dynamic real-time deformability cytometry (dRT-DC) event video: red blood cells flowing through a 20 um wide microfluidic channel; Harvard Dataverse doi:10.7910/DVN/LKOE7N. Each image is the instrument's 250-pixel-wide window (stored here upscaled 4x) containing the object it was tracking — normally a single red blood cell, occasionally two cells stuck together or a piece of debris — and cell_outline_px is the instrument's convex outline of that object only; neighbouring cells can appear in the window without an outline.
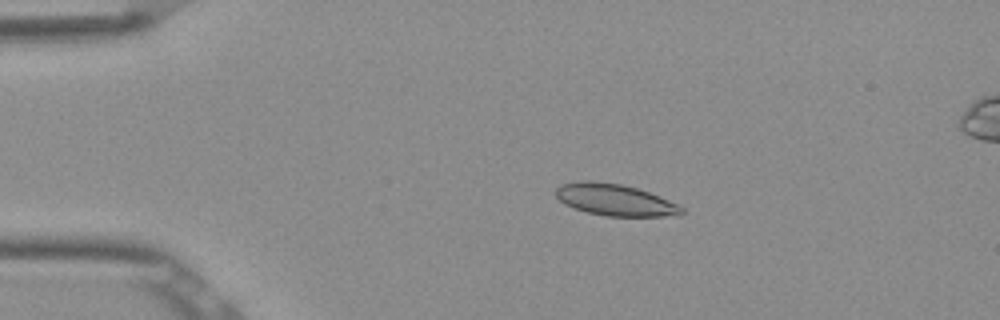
{"species": "Egyptian fruit bat (a non-hibernating species)", "species_latin": "Rousettus aegyptiacus", "temperature_condition": "room temperature", "stored_images_in_passage": 10, "camera_frame_rate_fps": 3000, "um_per_image_px": 0.085, "frame": {"image": 1, "passage_image": 4, "time_ms": 1.0, "image_size_px": [1000, 320], "cell_outline_px": [[684, 212], [680, 216], [604, 216], [588, 212], [564, 204], [556, 196], [556, 188], [560, 184], [580, 180], [592, 180], [620, 184], [636, 188], [648, 192], [680, 204], [684, 208]], "centroid_in_image_um": [52.3, 16.99], "position_along_channel_um": 32.7, "area_um2": 23.35}}
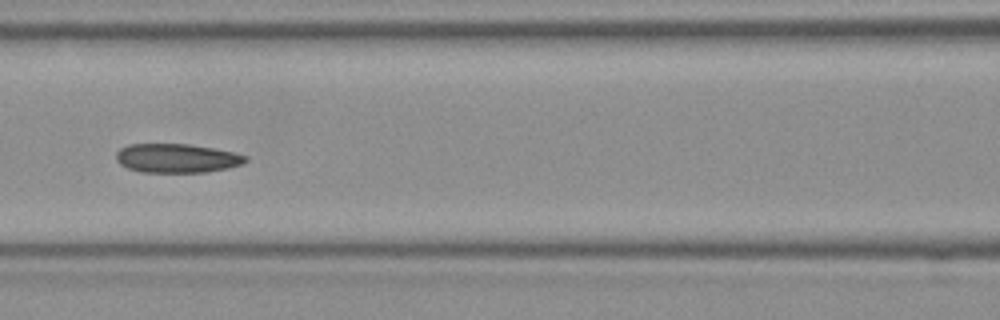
{"frame": {"image": 2, "passage_image": 7, "time_ms": 2.0, "image_size_px": [1000, 320], "cell_outline_px": [[248, 160], [244, 164], [228, 168], [208, 172], [140, 172], [128, 168], [120, 164], [116, 160], [116, 152], [120, 148], [128, 144], [188, 144], [212, 148], [232, 152], [248, 156]], "centroid_in_image_um": [15.03, 13.45], "position_along_channel_um": 151.6, "area_um2": 21.96}}
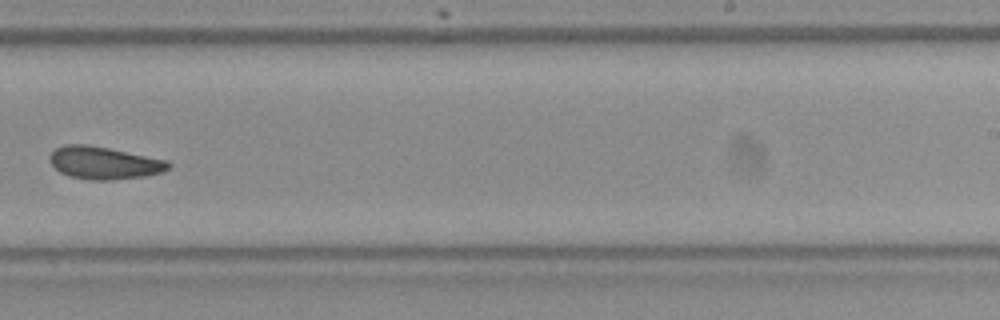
{"frame": {"image": 3, "passage_image": 10, "time_ms": 3.0, "image_size_px": [1000, 320], "cell_outline_px": [[172, 164], [168, 168], [160, 172], [148, 176], [112, 180], [88, 180], [68, 176], [60, 172], [48, 160], [48, 156], [56, 148], [64, 144], [88, 144], [168, 160]], "centroid_in_image_um": [8.82, 13.85], "position_along_channel_um": 280.2, "area_um2": 22.66}}